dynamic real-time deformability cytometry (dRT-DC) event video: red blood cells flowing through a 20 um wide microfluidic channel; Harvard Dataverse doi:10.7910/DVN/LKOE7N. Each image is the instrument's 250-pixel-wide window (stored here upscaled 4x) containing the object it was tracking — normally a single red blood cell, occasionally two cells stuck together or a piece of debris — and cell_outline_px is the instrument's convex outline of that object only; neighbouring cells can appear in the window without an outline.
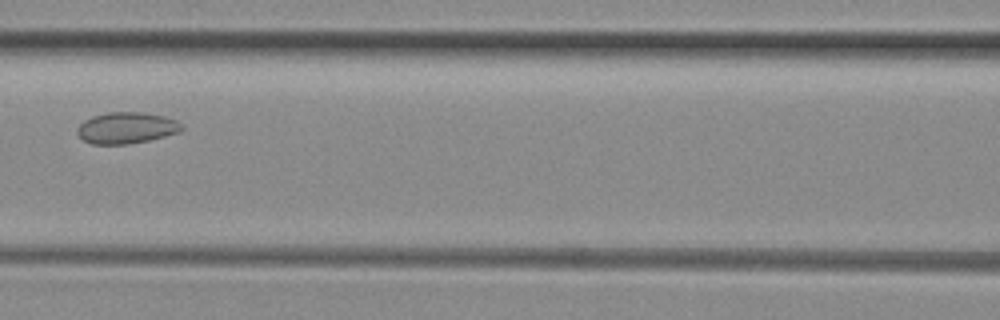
{"species": "common noctule bat (a hibernating species)", "species_latin": "Nyctalus noctula", "temperature_condition": "room temperature", "stored_images_in_passage": 4, "camera_frame_rate_fps": 3000, "um_per_image_px": 0.085, "animal": {"sex": "female", "body_mass_g": 29.2, "forearm_length_mm": 56.3}, "frame": {"image": 1, "passage_image": 3, "time_ms": 0.667, "image_size_px": [1000, 320], "cell_outline_px": [[184, 128], [180, 132], [148, 140], [128, 144], [92, 144], [84, 140], [76, 132], [76, 128], [84, 120], [92, 116], [108, 112], [144, 112], [164, 116], [176, 120], [184, 124]], "centroid_in_image_um": [10.76, 10.86], "position_along_channel_um": 155.8, "area_um2": 19.19}}
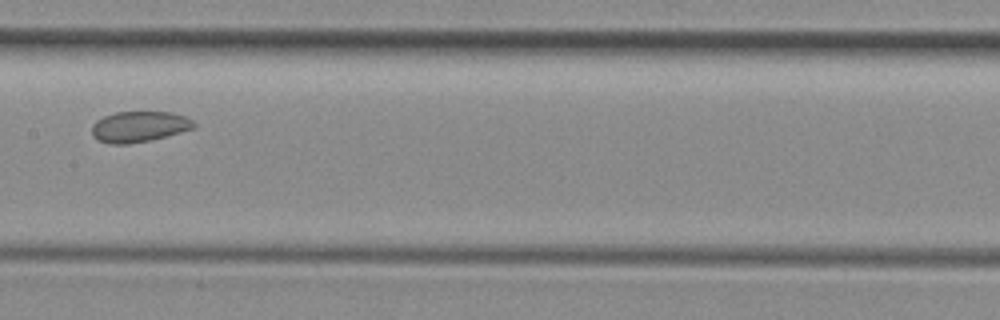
{"frame": {"image": 2, "passage_image": 4, "time_ms": 1.0, "image_size_px": [1000, 320], "cell_outline_px": [[196, 128], [148, 140], [128, 144], [108, 144], [96, 140], [92, 136], [92, 124], [96, 120], [104, 116], [116, 112], [172, 112], [184, 116], [192, 120], [196, 124]], "centroid_in_image_um": [11.79, 10.77], "position_along_channel_um": 195.6, "area_um2": 18.32}}